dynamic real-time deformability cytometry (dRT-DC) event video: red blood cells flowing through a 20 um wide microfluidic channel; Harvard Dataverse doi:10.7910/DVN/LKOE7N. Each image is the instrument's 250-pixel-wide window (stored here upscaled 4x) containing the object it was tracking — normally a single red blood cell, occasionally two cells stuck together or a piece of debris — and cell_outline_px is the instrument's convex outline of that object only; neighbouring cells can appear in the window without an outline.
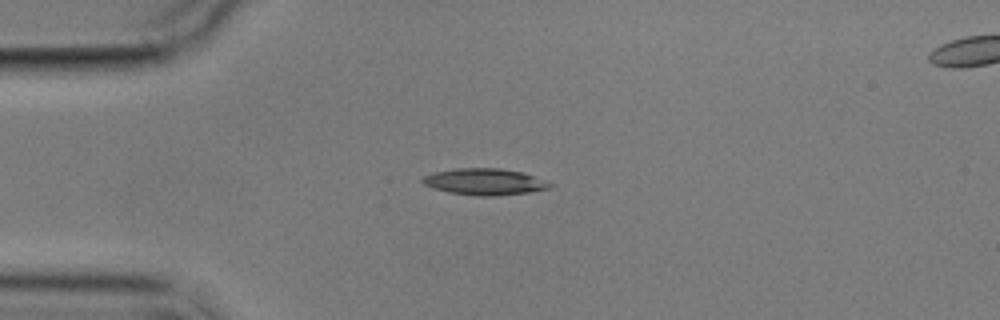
{"species": "common noctule bat (a hibernating species)", "species_latin": "Nyctalus noctula", "temperature_condition": "cold", "stored_images_in_passage": 4, "camera_frame_rate_fps": 3000, "um_per_image_px": 0.085, "animal": {"sex": "male", "body_mass_g": 17.9}, "frame": {"image": 1, "passage_image": 1, "time_ms": 0.0, "image_size_px": [1000, 320], "cell_outline_px": [[556, 184], [552, 188], [528, 192], [496, 196], [476, 196], [448, 192], [432, 188], [424, 184], [420, 180], [424, 176], [432, 172], [452, 168], [500, 168], [524, 172]], "centroid_in_image_um": [41.21, 15.44], "position_along_channel_um": 43.8, "area_um2": 20.06}}
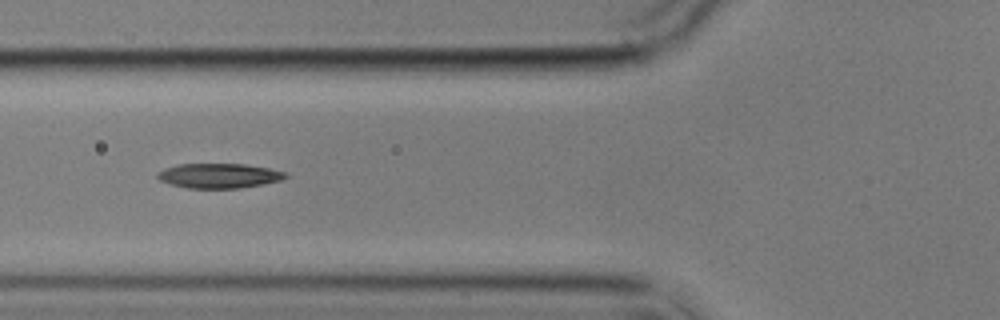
{"frame": {"image": 2, "passage_image": 3, "time_ms": 2.333, "image_size_px": [1000, 320], "cell_outline_px": [[288, 176], [280, 180], [264, 184], [240, 188], [188, 188], [172, 184], [160, 180], [156, 176], [156, 172], [164, 168], [176, 164], [244, 164], [268, 168], [288, 172]], "centroid_in_image_um": [18.61, 14.93], "position_along_channel_um": 107.2, "area_um2": 18.5}}
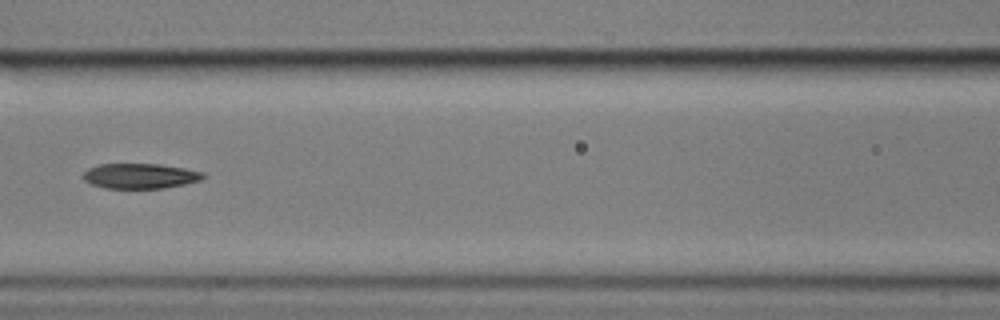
{"frame": {"image": 3, "passage_image": 4, "time_ms": 3.667, "image_size_px": [1000, 320], "cell_outline_px": [[208, 176], [200, 180], [184, 184], [164, 188], [104, 188], [92, 184], [84, 180], [84, 172], [88, 168], [100, 164], [160, 164], [184, 168], [204, 172]], "centroid_in_image_um": [11.94, 14.95], "position_along_channel_um": 154.7, "area_um2": 17.57}}